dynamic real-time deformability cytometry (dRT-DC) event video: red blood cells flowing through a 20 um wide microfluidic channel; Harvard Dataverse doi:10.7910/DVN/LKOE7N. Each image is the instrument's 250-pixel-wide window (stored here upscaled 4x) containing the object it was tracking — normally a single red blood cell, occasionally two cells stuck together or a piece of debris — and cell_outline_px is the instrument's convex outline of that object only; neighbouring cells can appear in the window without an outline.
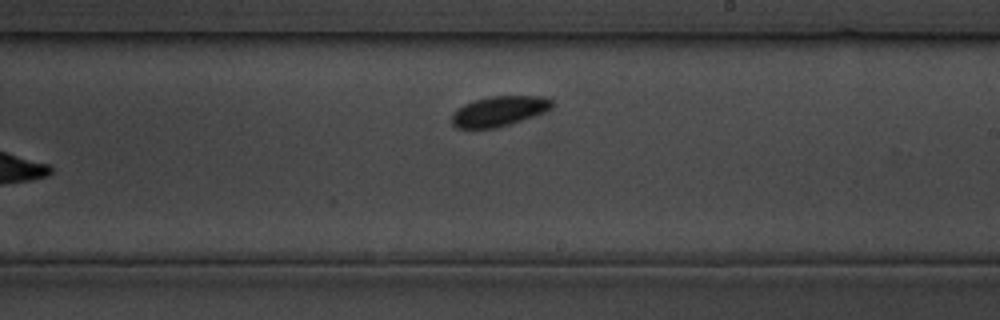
{"species": "common noctule bat (a hibernating species)", "species_latin": "Nyctalus noctula", "temperature_condition": "cold", "stored_images_in_passage": 25, "segment_of_instrument_passage": [2, 2], "camera_frame_rate_fps": 3000, "um_per_image_px": 0.085, "animal": {"sex": "male", "body_mass_g": 19.5, "forearm_length_mm": 54.6}, "frame": {"image": 1, "passage_image": 25, "time_ms": 30.333, "image_size_px": [1000, 320], "cell_outline_px": [[556, 104], [552, 108], [544, 112], [512, 124], [496, 128], [456, 128], [452, 124], [452, 116], [464, 104], [476, 100], [492, 96], [544, 96], [552, 100]], "centroid_in_image_um": [42.49, 9.45], "position_along_channel_um": 246.5, "area_um2": 17.51}}